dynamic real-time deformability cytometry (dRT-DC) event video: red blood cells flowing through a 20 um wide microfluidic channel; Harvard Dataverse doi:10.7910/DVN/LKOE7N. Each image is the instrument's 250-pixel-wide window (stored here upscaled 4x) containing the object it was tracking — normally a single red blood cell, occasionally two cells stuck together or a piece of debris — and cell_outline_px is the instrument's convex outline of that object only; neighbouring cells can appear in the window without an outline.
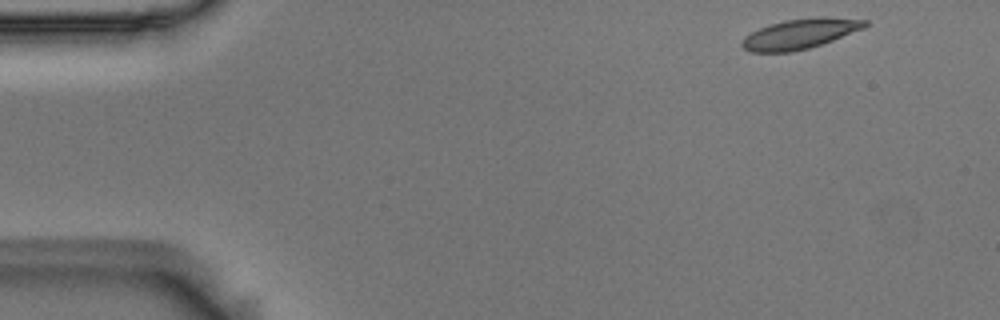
{"species": "Egyptian fruit bat (a non-hibernating species)", "species_latin": "Rousettus aegyptiacus", "temperature_condition": "room temperature", "stored_images_in_passage": 4, "camera_frame_rate_fps": 3000, "um_per_image_px": 0.085, "animal": {"sex": "male"}, "frame": {"image": 1, "passage_image": 1, "time_ms": 0.0, "image_size_px": [1000, 320], "cell_outline_px": [[868, 24], [864, 28], [832, 40], [808, 48], [792, 52], [748, 52], [740, 44], [744, 36], [768, 24], [784, 20], [812, 16], [824, 16], [868, 20]], "centroid_in_image_um": [67.98, 2.86], "position_along_channel_um": 17.0, "area_um2": 21.68}}
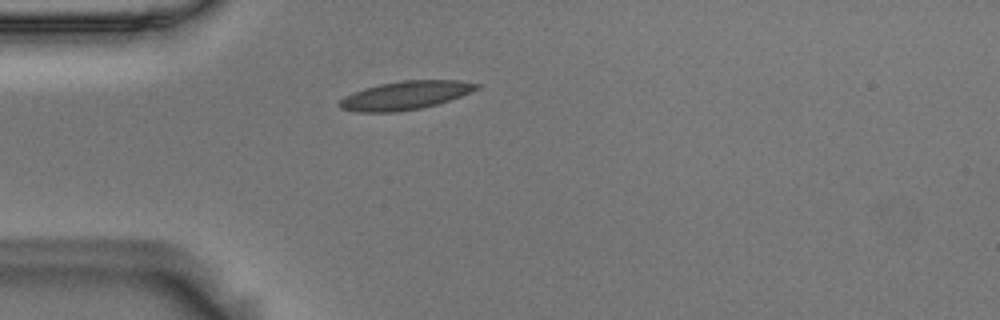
{"frame": {"image": 2, "passage_image": 4, "time_ms": 1.0, "image_size_px": [1000, 320], "cell_outline_px": [[480, 88], [460, 96], [436, 104], [420, 108], [396, 112], [356, 112], [340, 108], [336, 104], [344, 96], [352, 92], [364, 88], [380, 84], [400, 80], [460, 80], [480, 84]], "centroid_in_image_um": [34.41, 8.1], "position_along_channel_um": 50.6, "area_um2": 22.77}}